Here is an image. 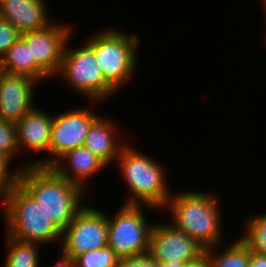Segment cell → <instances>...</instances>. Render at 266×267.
<instances>
[{"label":"cell","mask_w":266,"mask_h":267,"mask_svg":"<svg viewBox=\"0 0 266 267\" xmlns=\"http://www.w3.org/2000/svg\"><path fill=\"white\" fill-rule=\"evenodd\" d=\"M19 184L61 232L85 205L86 192L61 177L52 167L29 166L22 169Z\"/></svg>","instance_id":"obj_1"},{"label":"cell","mask_w":266,"mask_h":267,"mask_svg":"<svg viewBox=\"0 0 266 267\" xmlns=\"http://www.w3.org/2000/svg\"><path fill=\"white\" fill-rule=\"evenodd\" d=\"M219 194L203 191H174L164 210L170 211L175 228L185 232L205 249L224 241Z\"/></svg>","instance_id":"obj_2"},{"label":"cell","mask_w":266,"mask_h":267,"mask_svg":"<svg viewBox=\"0 0 266 267\" xmlns=\"http://www.w3.org/2000/svg\"><path fill=\"white\" fill-rule=\"evenodd\" d=\"M128 143L116 159L123 183L130 191L123 204L151 206L163 211L172 195L163 164ZM151 157V158H150Z\"/></svg>","instance_id":"obj_3"},{"label":"cell","mask_w":266,"mask_h":267,"mask_svg":"<svg viewBox=\"0 0 266 267\" xmlns=\"http://www.w3.org/2000/svg\"><path fill=\"white\" fill-rule=\"evenodd\" d=\"M0 206L4 215L5 235L43 246L61 240L62 232L20 184L4 194Z\"/></svg>","instance_id":"obj_4"},{"label":"cell","mask_w":266,"mask_h":267,"mask_svg":"<svg viewBox=\"0 0 266 267\" xmlns=\"http://www.w3.org/2000/svg\"><path fill=\"white\" fill-rule=\"evenodd\" d=\"M89 35L84 42L93 50L105 80L118 92L137 73L138 35L114 27Z\"/></svg>","instance_id":"obj_5"},{"label":"cell","mask_w":266,"mask_h":267,"mask_svg":"<svg viewBox=\"0 0 266 267\" xmlns=\"http://www.w3.org/2000/svg\"><path fill=\"white\" fill-rule=\"evenodd\" d=\"M69 42L68 39L60 70L55 77L66 82L71 91L74 90L79 97L82 95L88 102H103L112 98L117 91L105 80L93 50L84 41L80 46L71 48Z\"/></svg>","instance_id":"obj_6"},{"label":"cell","mask_w":266,"mask_h":267,"mask_svg":"<svg viewBox=\"0 0 266 267\" xmlns=\"http://www.w3.org/2000/svg\"><path fill=\"white\" fill-rule=\"evenodd\" d=\"M121 205L116 215H111L113 218L107 213L108 246L120 259L147 254L154 223L147 221L144 209H157L146 205Z\"/></svg>","instance_id":"obj_7"},{"label":"cell","mask_w":266,"mask_h":267,"mask_svg":"<svg viewBox=\"0 0 266 267\" xmlns=\"http://www.w3.org/2000/svg\"><path fill=\"white\" fill-rule=\"evenodd\" d=\"M90 205L76 214L62 231L61 253L75 258L85 252L108 246L107 213Z\"/></svg>","instance_id":"obj_8"},{"label":"cell","mask_w":266,"mask_h":267,"mask_svg":"<svg viewBox=\"0 0 266 267\" xmlns=\"http://www.w3.org/2000/svg\"><path fill=\"white\" fill-rule=\"evenodd\" d=\"M100 102L90 101L87 108H76L53 116L51 139L49 143V167L63 155L83 146L92 124L100 117L90 106Z\"/></svg>","instance_id":"obj_9"},{"label":"cell","mask_w":266,"mask_h":267,"mask_svg":"<svg viewBox=\"0 0 266 267\" xmlns=\"http://www.w3.org/2000/svg\"><path fill=\"white\" fill-rule=\"evenodd\" d=\"M71 25L52 21L42 29L25 32L20 37L31 53V59L50 78H54L61 66L67 40L73 35Z\"/></svg>","instance_id":"obj_10"},{"label":"cell","mask_w":266,"mask_h":267,"mask_svg":"<svg viewBox=\"0 0 266 267\" xmlns=\"http://www.w3.org/2000/svg\"><path fill=\"white\" fill-rule=\"evenodd\" d=\"M205 248L188 234L169 223H154L149 242L148 254L163 264L172 262H192L205 253Z\"/></svg>","instance_id":"obj_11"},{"label":"cell","mask_w":266,"mask_h":267,"mask_svg":"<svg viewBox=\"0 0 266 267\" xmlns=\"http://www.w3.org/2000/svg\"><path fill=\"white\" fill-rule=\"evenodd\" d=\"M53 114L42 108L34 107L27 112L16 124V134L19 152L24 153H46L43 157L33 161L30 159L22 164V169L29 166L49 167V143L53 124Z\"/></svg>","instance_id":"obj_12"},{"label":"cell","mask_w":266,"mask_h":267,"mask_svg":"<svg viewBox=\"0 0 266 267\" xmlns=\"http://www.w3.org/2000/svg\"><path fill=\"white\" fill-rule=\"evenodd\" d=\"M39 82L25 75L0 72V118L16 124L35 107L34 92Z\"/></svg>","instance_id":"obj_13"},{"label":"cell","mask_w":266,"mask_h":267,"mask_svg":"<svg viewBox=\"0 0 266 267\" xmlns=\"http://www.w3.org/2000/svg\"><path fill=\"white\" fill-rule=\"evenodd\" d=\"M108 166L98 156L90 152L84 145L72 149L63 155L52 168L70 183L78 185L86 192L90 178L101 173Z\"/></svg>","instance_id":"obj_14"},{"label":"cell","mask_w":266,"mask_h":267,"mask_svg":"<svg viewBox=\"0 0 266 267\" xmlns=\"http://www.w3.org/2000/svg\"><path fill=\"white\" fill-rule=\"evenodd\" d=\"M46 2L45 0H0V17L11 23L20 34L42 29L52 21Z\"/></svg>","instance_id":"obj_15"},{"label":"cell","mask_w":266,"mask_h":267,"mask_svg":"<svg viewBox=\"0 0 266 267\" xmlns=\"http://www.w3.org/2000/svg\"><path fill=\"white\" fill-rule=\"evenodd\" d=\"M92 124L84 146L103 160L108 166L114 165L123 147L128 143L118 137L119 127L110 117L102 115ZM109 118V119H108ZM116 124V125H115ZM118 128V129H117ZM118 137V138H117ZM120 139V140H119Z\"/></svg>","instance_id":"obj_16"},{"label":"cell","mask_w":266,"mask_h":267,"mask_svg":"<svg viewBox=\"0 0 266 267\" xmlns=\"http://www.w3.org/2000/svg\"><path fill=\"white\" fill-rule=\"evenodd\" d=\"M0 71L10 75H25L32 77L39 83L50 79L31 59L29 47L19 37L7 50L0 60Z\"/></svg>","instance_id":"obj_17"},{"label":"cell","mask_w":266,"mask_h":267,"mask_svg":"<svg viewBox=\"0 0 266 267\" xmlns=\"http://www.w3.org/2000/svg\"><path fill=\"white\" fill-rule=\"evenodd\" d=\"M220 248L219 244L205 250L204 254L209 259L210 267H249L250 249L239 237L221 248L222 251Z\"/></svg>","instance_id":"obj_18"},{"label":"cell","mask_w":266,"mask_h":267,"mask_svg":"<svg viewBox=\"0 0 266 267\" xmlns=\"http://www.w3.org/2000/svg\"><path fill=\"white\" fill-rule=\"evenodd\" d=\"M5 240L7 256L4 267H39L38 246L43 247V245L19 241L7 235Z\"/></svg>","instance_id":"obj_19"},{"label":"cell","mask_w":266,"mask_h":267,"mask_svg":"<svg viewBox=\"0 0 266 267\" xmlns=\"http://www.w3.org/2000/svg\"><path fill=\"white\" fill-rule=\"evenodd\" d=\"M249 218L244 223V231L240 239L251 252L266 255V212Z\"/></svg>","instance_id":"obj_20"},{"label":"cell","mask_w":266,"mask_h":267,"mask_svg":"<svg viewBox=\"0 0 266 267\" xmlns=\"http://www.w3.org/2000/svg\"><path fill=\"white\" fill-rule=\"evenodd\" d=\"M120 258L109 246L85 252L74 258L75 267H117Z\"/></svg>","instance_id":"obj_21"},{"label":"cell","mask_w":266,"mask_h":267,"mask_svg":"<svg viewBox=\"0 0 266 267\" xmlns=\"http://www.w3.org/2000/svg\"><path fill=\"white\" fill-rule=\"evenodd\" d=\"M0 153L11 160L18 159L19 148L17 143L16 126L12 122L0 118ZM18 155V157H17Z\"/></svg>","instance_id":"obj_22"},{"label":"cell","mask_w":266,"mask_h":267,"mask_svg":"<svg viewBox=\"0 0 266 267\" xmlns=\"http://www.w3.org/2000/svg\"><path fill=\"white\" fill-rule=\"evenodd\" d=\"M11 162L12 160L8 156L0 153V201L9 189L19 184L22 166L12 171L9 168Z\"/></svg>","instance_id":"obj_23"},{"label":"cell","mask_w":266,"mask_h":267,"mask_svg":"<svg viewBox=\"0 0 266 267\" xmlns=\"http://www.w3.org/2000/svg\"><path fill=\"white\" fill-rule=\"evenodd\" d=\"M19 37V31L7 20L0 17V60Z\"/></svg>","instance_id":"obj_24"},{"label":"cell","mask_w":266,"mask_h":267,"mask_svg":"<svg viewBox=\"0 0 266 267\" xmlns=\"http://www.w3.org/2000/svg\"><path fill=\"white\" fill-rule=\"evenodd\" d=\"M159 264L148 253L136 257L121 258L117 267H158Z\"/></svg>","instance_id":"obj_25"},{"label":"cell","mask_w":266,"mask_h":267,"mask_svg":"<svg viewBox=\"0 0 266 267\" xmlns=\"http://www.w3.org/2000/svg\"><path fill=\"white\" fill-rule=\"evenodd\" d=\"M249 267H266V255L250 251Z\"/></svg>","instance_id":"obj_26"},{"label":"cell","mask_w":266,"mask_h":267,"mask_svg":"<svg viewBox=\"0 0 266 267\" xmlns=\"http://www.w3.org/2000/svg\"><path fill=\"white\" fill-rule=\"evenodd\" d=\"M60 258L52 267H75V261L71 257H67L60 252Z\"/></svg>","instance_id":"obj_27"},{"label":"cell","mask_w":266,"mask_h":267,"mask_svg":"<svg viewBox=\"0 0 266 267\" xmlns=\"http://www.w3.org/2000/svg\"><path fill=\"white\" fill-rule=\"evenodd\" d=\"M184 267H210L209 259L204 254L198 260L187 263Z\"/></svg>","instance_id":"obj_28"},{"label":"cell","mask_w":266,"mask_h":267,"mask_svg":"<svg viewBox=\"0 0 266 267\" xmlns=\"http://www.w3.org/2000/svg\"><path fill=\"white\" fill-rule=\"evenodd\" d=\"M186 264V262H172L169 260L163 264H160L158 267H184Z\"/></svg>","instance_id":"obj_29"},{"label":"cell","mask_w":266,"mask_h":267,"mask_svg":"<svg viewBox=\"0 0 266 267\" xmlns=\"http://www.w3.org/2000/svg\"><path fill=\"white\" fill-rule=\"evenodd\" d=\"M263 1V3H264V5H263V7L265 8L264 9V11L266 12V0H262ZM266 14V13H265Z\"/></svg>","instance_id":"obj_30"}]
</instances>
